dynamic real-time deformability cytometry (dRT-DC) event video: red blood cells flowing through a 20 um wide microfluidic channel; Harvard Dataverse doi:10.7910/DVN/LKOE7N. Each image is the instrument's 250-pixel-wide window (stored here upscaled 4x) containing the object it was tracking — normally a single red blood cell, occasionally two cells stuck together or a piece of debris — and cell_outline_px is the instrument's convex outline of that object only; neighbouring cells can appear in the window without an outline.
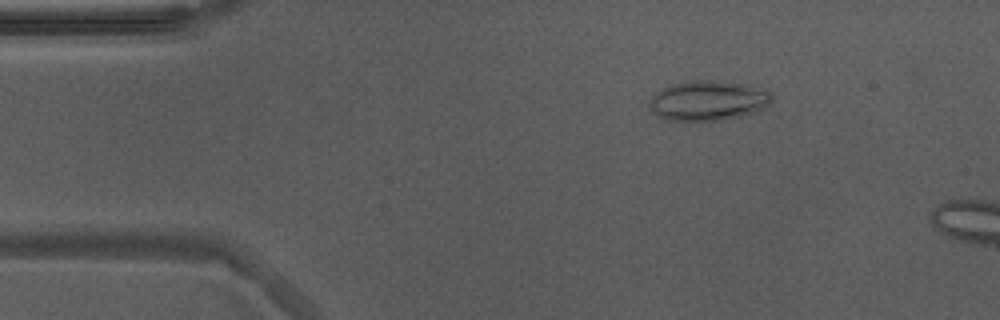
{"species": "Egyptian fruit bat (a non-hibernating species)", "species_latin": "Rousettus aegyptiacus", "temperature_condition": "warm", "stored_images_in_passage": 43, "camera_frame_rate_fps": 3000, "um_per_image_px": 0.085, "animal": {"sex": "male"}, "frame": {"image": 1, "passage_image": 2, "time_ms": 0.333, "image_size_px": [1000, 320], "cell_outline_px": [[772, 100], [764, 108], [756, 112], [724, 120], [668, 120], [656, 116], [652, 112], [648, 104], [652, 96], [656, 92], [672, 84], [684, 80], [720, 80], [740, 84], [772, 92]], "centroid_in_image_um": [60.15, 8.55], "position_along_channel_um": 24.8, "area_um2": 28.5}}
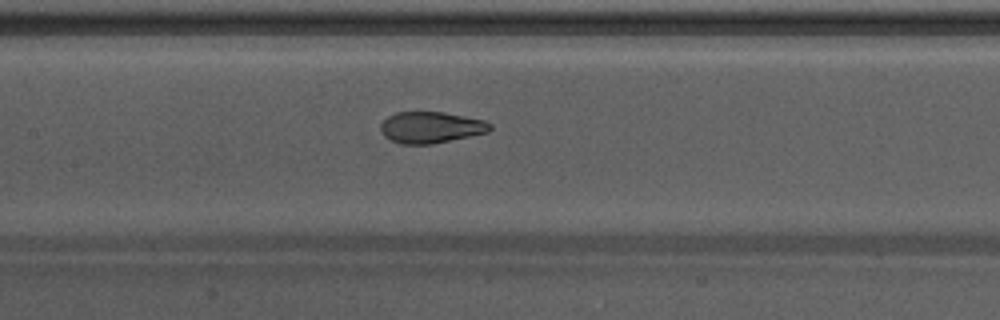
{"frame": {"image": 2, "passage_image": 18, "time_ms": 5.667, "image_size_px": [1000, 320], "cell_outline_px": [[492, 128], [488, 132], [432, 144], [400, 144], [384, 136], [380, 132], [380, 124], [388, 116], [396, 112], [444, 112], [484, 120], [492, 124]], "centroid_in_image_um": [36.61, 10.82], "position_along_channel_um": 170.8, "area_um2": 20.0}}
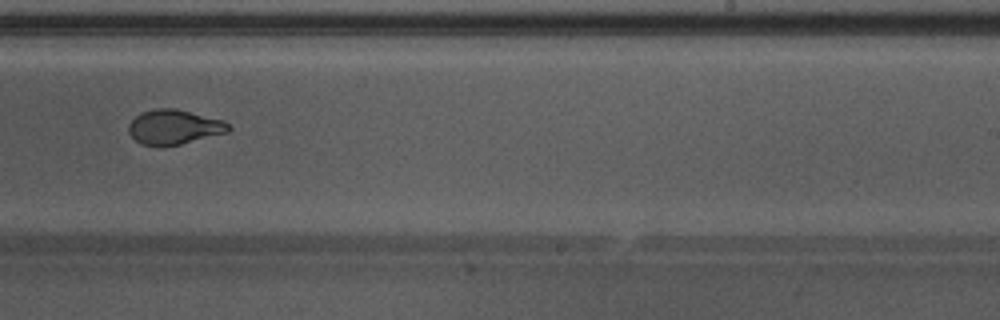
{"frame": {"image": 3, "passage_image": 26, "time_ms": 8.333, "image_size_px": [1000, 320], "cell_outline_px": [[232, 128], [228, 132], [180, 144], [140, 144], [128, 132], [128, 124], [140, 112], [156, 108], [176, 108], [224, 120]], "centroid_in_image_um": [14.81, 10.76], "position_along_channel_um": 274.2, "area_um2": 19.94}}